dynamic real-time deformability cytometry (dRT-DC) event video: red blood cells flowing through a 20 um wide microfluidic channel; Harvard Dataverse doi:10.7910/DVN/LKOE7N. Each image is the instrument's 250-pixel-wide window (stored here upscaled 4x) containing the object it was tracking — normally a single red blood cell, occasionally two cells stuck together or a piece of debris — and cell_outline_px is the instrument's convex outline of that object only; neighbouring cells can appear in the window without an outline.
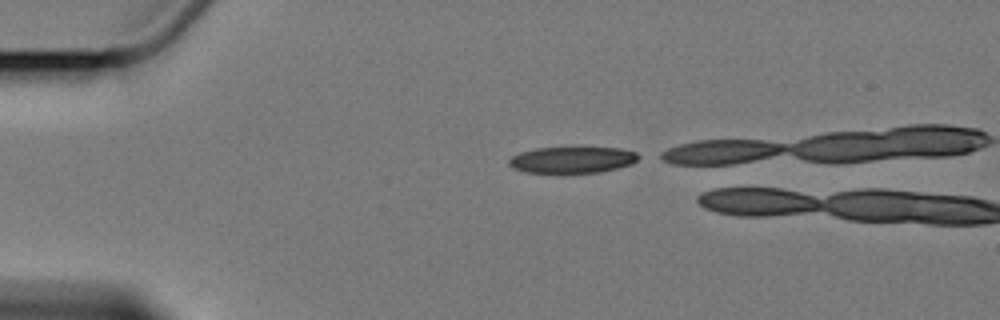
{"species": "Egyptian fruit bat (a non-hibernating species)", "species_latin": "Rousettus aegyptiacus", "temperature_condition": "cold", "stored_images_in_passage": 2, "camera_frame_rate_fps": 3000, "um_per_image_px": 0.085, "animal": {"sex": "female"}, "frame": {"image": 1, "passage_image": 1, "time_ms": 0.0, "image_size_px": [1000, 320], "cell_outline_px": [[644, 156], [632, 164], [600, 172], [560, 176], [524, 172], [512, 168], [508, 164], [508, 160], [512, 156], [520, 152], [536, 148], [620, 148], [636, 152]], "centroid_in_image_um": [48.62, 13.64], "position_along_channel_um": 36.4, "area_um2": 20.92}}